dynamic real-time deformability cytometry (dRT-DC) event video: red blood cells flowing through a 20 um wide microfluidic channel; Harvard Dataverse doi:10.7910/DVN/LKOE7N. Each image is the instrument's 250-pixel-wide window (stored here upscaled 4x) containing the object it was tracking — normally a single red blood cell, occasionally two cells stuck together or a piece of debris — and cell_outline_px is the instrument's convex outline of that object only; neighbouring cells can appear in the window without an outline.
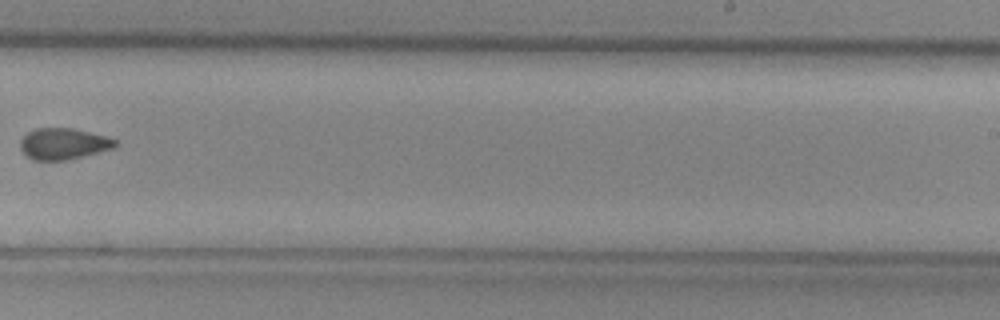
{"species": "common noctule bat (a hibernating species)", "species_latin": "Nyctalus noctula", "temperature_condition": "cold", "stored_images_in_passage": 10, "camera_frame_rate_fps": 3000, "um_per_image_px": 0.085, "animal": {"sex": "female", "body_mass_g": 29.2, "forearm_length_mm": 56.3}, "frame": {"image": 1, "passage_image": 10, "time_ms": 3.0, "image_size_px": [1000, 320], "cell_outline_px": [[120, 144], [112, 148], [64, 160], [32, 160], [20, 148], [20, 140], [28, 132], [36, 128], [72, 128], [104, 136], [116, 140]], "centroid_in_image_um": [5.36, 12.21], "position_along_channel_um": 283.6, "area_um2": 16.94}}